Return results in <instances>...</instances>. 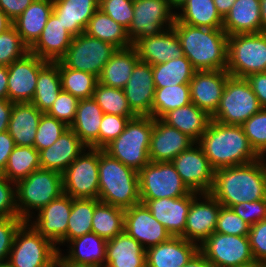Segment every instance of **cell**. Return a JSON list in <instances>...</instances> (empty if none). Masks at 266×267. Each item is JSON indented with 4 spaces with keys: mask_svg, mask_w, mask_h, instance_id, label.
I'll return each instance as SVG.
<instances>
[{
    "mask_svg": "<svg viewBox=\"0 0 266 267\" xmlns=\"http://www.w3.org/2000/svg\"><path fill=\"white\" fill-rule=\"evenodd\" d=\"M222 206L266 199V167L258 160L214 172L209 192Z\"/></svg>",
    "mask_w": 266,
    "mask_h": 267,
    "instance_id": "obj_1",
    "label": "cell"
},
{
    "mask_svg": "<svg viewBox=\"0 0 266 267\" xmlns=\"http://www.w3.org/2000/svg\"><path fill=\"white\" fill-rule=\"evenodd\" d=\"M212 168H227L258 160L242 126L211 120L206 132L197 142Z\"/></svg>",
    "mask_w": 266,
    "mask_h": 267,
    "instance_id": "obj_2",
    "label": "cell"
},
{
    "mask_svg": "<svg viewBox=\"0 0 266 267\" xmlns=\"http://www.w3.org/2000/svg\"><path fill=\"white\" fill-rule=\"evenodd\" d=\"M172 28L196 71L226 70L228 35L223 29L191 26L176 19Z\"/></svg>",
    "mask_w": 266,
    "mask_h": 267,
    "instance_id": "obj_3",
    "label": "cell"
},
{
    "mask_svg": "<svg viewBox=\"0 0 266 267\" xmlns=\"http://www.w3.org/2000/svg\"><path fill=\"white\" fill-rule=\"evenodd\" d=\"M100 202L128 209L141 202L138 171L98 149Z\"/></svg>",
    "mask_w": 266,
    "mask_h": 267,
    "instance_id": "obj_4",
    "label": "cell"
},
{
    "mask_svg": "<svg viewBox=\"0 0 266 267\" xmlns=\"http://www.w3.org/2000/svg\"><path fill=\"white\" fill-rule=\"evenodd\" d=\"M154 118L136 116L129 119L124 131L103 150L114 159L136 171L142 169L149 160V148Z\"/></svg>",
    "mask_w": 266,
    "mask_h": 267,
    "instance_id": "obj_5",
    "label": "cell"
},
{
    "mask_svg": "<svg viewBox=\"0 0 266 267\" xmlns=\"http://www.w3.org/2000/svg\"><path fill=\"white\" fill-rule=\"evenodd\" d=\"M61 194L62 174L54 170L37 169L16 183L18 217L23 221L34 219L33 210L38 212Z\"/></svg>",
    "mask_w": 266,
    "mask_h": 267,
    "instance_id": "obj_6",
    "label": "cell"
},
{
    "mask_svg": "<svg viewBox=\"0 0 266 267\" xmlns=\"http://www.w3.org/2000/svg\"><path fill=\"white\" fill-rule=\"evenodd\" d=\"M226 71L239 78L266 72V33L228 36Z\"/></svg>",
    "mask_w": 266,
    "mask_h": 267,
    "instance_id": "obj_7",
    "label": "cell"
},
{
    "mask_svg": "<svg viewBox=\"0 0 266 267\" xmlns=\"http://www.w3.org/2000/svg\"><path fill=\"white\" fill-rule=\"evenodd\" d=\"M262 109L246 78L229 76L212 120L241 126Z\"/></svg>",
    "mask_w": 266,
    "mask_h": 267,
    "instance_id": "obj_8",
    "label": "cell"
},
{
    "mask_svg": "<svg viewBox=\"0 0 266 267\" xmlns=\"http://www.w3.org/2000/svg\"><path fill=\"white\" fill-rule=\"evenodd\" d=\"M58 256L57 247L25 221L16 232L7 263L11 267H50Z\"/></svg>",
    "mask_w": 266,
    "mask_h": 267,
    "instance_id": "obj_9",
    "label": "cell"
},
{
    "mask_svg": "<svg viewBox=\"0 0 266 267\" xmlns=\"http://www.w3.org/2000/svg\"><path fill=\"white\" fill-rule=\"evenodd\" d=\"M199 252L214 267H258L248 236L214 232L199 245Z\"/></svg>",
    "mask_w": 266,
    "mask_h": 267,
    "instance_id": "obj_10",
    "label": "cell"
},
{
    "mask_svg": "<svg viewBox=\"0 0 266 267\" xmlns=\"http://www.w3.org/2000/svg\"><path fill=\"white\" fill-rule=\"evenodd\" d=\"M141 200L178 198L191 191L171 162H149L138 171Z\"/></svg>",
    "mask_w": 266,
    "mask_h": 267,
    "instance_id": "obj_11",
    "label": "cell"
},
{
    "mask_svg": "<svg viewBox=\"0 0 266 267\" xmlns=\"http://www.w3.org/2000/svg\"><path fill=\"white\" fill-rule=\"evenodd\" d=\"M117 49L110 43L81 33L73 37L60 61L73 70H80L99 78L103 67Z\"/></svg>",
    "mask_w": 266,
    "mask_h": 267,
    "instance_id": "obj_12",
    "label": "cell"
},
{
    "mask_svg": "<svg viewBox=\"0 0 266 267\" xmlns=\"http://www.w3.org/2000/svg\"><path fill=\"white\" fill-rule=\"evenodd\" d=\"M62 182L63 193L72 198L98 199V149L85 148L62 173Z\"/></svg>",
    "mask_w": 266,
    "mask_h": 267,
    "instance_id": "obj_13",
    "label": "cell"
},
{
    "mask_svg": "<svg viewBox=\"0 0 266 267\" xmlns=\"http://www.w3.org/2000/svg\"><path fill=\"white\" fill-rule=\"evenodd\" d=\"M175 19L176 13L167 0H134L128 38L134 44L140 38L157 35L171 28Z\"/></svg>",
    "mask_w": 266,
    "mask_h": 267,
    "instance_id": "obj_14",
    "label": "cell"
},
{
    "mask_svg": "<svg viewBox=\"0 0 266 267\" xmlns=\"http://www.w3.org/2000/svg\"><path fill=\"white\" fill-rule=\"evenodd\" d=\"M171 163L190 191L199 194L210 192L215 170L197 142L177 155Z\"/></svg>",
    "mask_w": 266,
    "mask_h": 267,
    "instance_id": "obj_15",
    "label": "cell"
},
{
    "mask_svg": "<svg viewBox=\"0 0 266 267\" xmlns=\"http://www.w3.org/2000/svg\"><path fill=\"white\" fill-rule=\"evenodd\" d=\"M72 210V197L63 193L40 209L35 220L27 222L43 237L49 239L58 252L60 244L67 242L68 219Z\"/></svg>",
    "mask_w": 266,
    "mask_h": 267,
    "instance_id": "obj_16",
    "label": "cell"
},
{
    "mask_svg": "<svg viewBox=\"0 0 266 267\" xmlns=\"http://www.w3.org/2000/svg\"><path fill=\"white\" fill-rule=\"evenodd\" d=\"M221 206L210 193L192 192L185 231L181 237L200 245L215 232Z\"/></svg>",
    "mask_w": 266,
    "mask_h": 267,
    "instance_id": "obj_17",
    "label": "cell"
},
{
    "mask_svg": "<svg viewBox=\"0 0 266 267\" xmlns=\"http://www.w3.org/2000/svg\"><path fill=\"white\" fill-rule=\"evenodd\" d=\"M48 61L28 52L8 67V100L13 103H31L40 69Z\"/></svg>",
    "mask_w": 266,
    "mask_h": 267,
    "instance_id": "obj_18",
    "label": "cell"
},
{
    "mask_svg": "<svg viewBox=\"0 0 266 267\" xmlns=\"http://www.w3.org/2000/svg\"><path fill=\"white\" fill-rule=\"evenodd\" d=\"M124 231L139 242L145 250L171 237V234L141 202L125 210Z\"/></svg>",
    "mask_w": 266,
    "mask_h": 267,
    "instance_id": "obj_19",
    "label": "cell"
},
{
    "mask_svg": "<svg viewBox=\"0 0 266 267\" xmlns=\"http://www.w3.org/2000/svg\"><path fill=\"white\" fill-rule=\"evenodd\" d=\"M230 74L226 70L195 71L189 83L191 102L212 116Z\"/></svg>",
    "mask_w": 266,
    "mask_h": 267,
    "instance_id": "obj_20",
    "label": "cell"
},
{
    "mask_svg": "<svg viewBox=\"0 0 266 267\" xmlns=\"http://www.w3.org/2000/svg\"><path fill=\"white\" fill-rule=\"evenodd\" d=\"M123 90L129 107L137 116L152 114L155 85L150 64L139 61Z\"/></svg>",
    "mask_w": 266,
    "mask_h": 267,
    "instance_id": "obj_21",
    "label": "cell"
},
{
    "mask_svg": "<svg viewBox=\"0 0 266 267\" xmlns=\"http://www.w3.org/2000/svg\"><path fill=\"white\" fill-rule=\"evenodd\" d=\"M195 142L178 129L154 119L151 134L149 160L151 162H171L177 155Z\"/></svg>",
    "mask_w": 266,
    "mask_h": 267,
    "instance_id": "obj_22",
    "label": "cell"
},
{
    "mask_svg": "<svg viewBox=\"0 0 266 267\" xmlns=\"http://www.w3.org/2000/svg\"><path fill=\"white\" fill-rule=\"evenodd\" d=\"M133 47L140 61L151 66L184 56L177 33L172 27L157 35L138 39Z\"/></svg>",
    "mask_w": 266,
    "mask_h": 267,
    "instance_id": "obj_23",
    "label": "cell"
},
{
    "mask_svg": "<svg viewBox=\"0 0 266 267\" xmlns=\"http://www.w3.org/2000/svg\"><path fill=\"white\" fill-rule=\"evenodd\" d=\"M192 202V191L183 197L141 200L152 216L161 223L171 236H181L185 231L186 219Z\"/></svg>",
    "mask_w": 266,
    "mask_h": 267,
    "instance_id": "obj_24",
    "label": "cell"
},
{
    "mask_svg": "<svg viewBox=\"0 0 266 267\" xmlns=\"http://www.w3.org/2000/svg\"><path fill=\"white\" fill-rule=\"evenodd\" d=\"M199 244L181 236H171L146 250L147 267H183L197 252Z\"/></svg>",
    "mask_w": 266,
    "mask_h": 267,
    "instance_id": "obj_25",
    "label": "cell"
},
{
    "mask_svg": "<svg viewBox=\"0 0 266 267\" xmlns=\"http://www.w3.org/2000/svg\"><path fill=\"white\" fill-rule=\"evenodd\" d=\"M73 36L53 12L37 41L29 48V52L49 62L59 61L68 50Z\"/></svg>",
    "mask_w": 266,
    "mask_h": 267,
    "instance_id": "obj_26",
    "label": "cell"
},
{
    "mask_svg": "<svg viewBox=\"0 0 266 267\" xmlns=\"http://www.w3.org/2000/svg\"><path fill=\"white\" fill-rule=\"evenodd\" d=\"M87 148L68 128L51 146L39 151L40 167L63 173Z\"/></svg>",
    "mask_w": 266,
    "mask_h": 267,
    "instance_id": "obj_27",
    "label": "cell"
},
{
    "mask_svg": "<svg viewBox=\"0 0 266 267\" xmlns=\"http://www.w3.org/2000/svg\"><path fill=\"white\" fill-rule=\"evenodd\" d=\"M68 254L59 257L68 264L105 267L107 241L96 233H88L70 240Z\"/></svg>",
    "mask_w": 266,
    "mask_h": 267,
    "instance_id": "obj_28",
    "label": "cell"
},
{
    "mask_svg": "<svg viewBox=\"0 0 266 267\" xmlns=\"http://www.w3.org/2000/svg\"><path fill=\"white\" fill-rule=\"evenodd\" d=\"M98 9L99 0H53V13L73 37L85 32Z\"/></svg>",
    "mask_w": 266,
    "mask_h": 267,
    "instance_id": "obj_29",
    "label": "cell"
},
{
    "mask_svg": "<svg viewBox=\"0 0 266 267\" xmlns=\"http://www.w3.org/2000/svg\"><path fill=\"white\" fill-rule=\"evenodd\" d=\"M222 29L228 36L261 33L260 0H236L223 19Z\"/></svg>",
    "mask_w": 266,
    "mask_h": 267,
    "instance_id": "obj_30",
    "label": "cell"
},
{
    "mask_svg": "<svg viewBox=\"0 0 266 267\" xmlns=\"http://www.w3.org/2000/svg\"><path fill=\"white\" fill-rule=\"evenodd\" d=\"M146 250L125 231L107 241L105 267H144Z\"/></svg>",
    "mask_w": 266,
    "mask_h": 267,
    "instance_id": "obj_31",
    "label": "cell"
},
{
    "mask_svg": "<svg viewBox=\"0 0 266 267\" xmlns=\"http://www.w3.org/2000/svg\"><path fill=\"white\" fill-rule=\"evenodd\" d=\"M103 111L93 98L81 99L70 129L87 148L99 149V128Z\"/></svg>",
    "mask_w": 266,
    "mask_h": 267,
    "instance_id": "obj_32",
    "label": "cell"
},
{
    "mask_svg": "<svg viewBox=\"0 0 266 267\" xmlns=\"http://www.w3.org/2000/svg\"><path fill=\"white\" fill-rule=\"evenodd\" d=\"M43 112L32 103H14L8 133L16 146L34 147L35 135Z\"/></svg>",
    "mask_w": 266,
    "mask_h": 267,
    "instance_id": "obj_33",
    "label": "cell"
},
{
    "mask_svg": "<svg viewBox=\"0 0 266 267\" xmlns=\"http://www.w3.org/2000/svg\"><path fill=\"white\" fill-rule=\"evenodd\" d=\"M53 12V0H34L13 21L22 41L30 48L40 37L49 16Z\"/></svg>",
    "mask_w": 266,
    "mask_h": 267,
    "instance_id": "obj_34",
    "label": "cell"
},
{
    "mask_svg": "<svg viewBox=\"0 0 266 267\" xmlns=\"http://www.w3.org/2000/svg\"><path fill=\"white\" fill-rule=\"evenodd\" d=\"M161 120L167 125L186 134L194 142H198L206 132L212 117L204 110L190 103L166 113Z\"/></svg>",
    "mask_w": 266,
    "mask_h": 267,
    "instance_id": "obj_35",
    "label": "cell"
},
{
    "mask_svg": "<svg viewBox=\"0 0 266 267\" xmlns=\"http://www.w3.org/2000/svg\"><path fill=\"white\" fill-rule=\"evenodd\" d=\"M139 61V56L133 46L125 49H117L103 67L98 78V83L124 89L135 65Z\"/></svg>",
    "mask_w": 266,
    "mask_h": 267,
    "instance_id": "obj_36",
    "label": "cell"
},
{
    "mask_svg": "<svg viewBox=\"0 0 266 267\" xmlns=\"http://www.w3.org/2000/svg\"><path fill=\"white\" fill-rule=\"evenodd\" d=\"M84 33L110 43L116 49H125L133 46L128 38L127 29L100 9L90 18Z\"/></svg>",
    "mask_w": 266,
    "mask_h": 267,
    "instance_id": "obj_37",
    "label": "cell"
},
{
    "mask_svg": "<svg viewBox=\"0 0 266 267\" xmlns=\"http://www.w3.org/2000/svg\"><path fill=\"white\" fill-rule=\"evenodd\" d=\"M62 91L59 61L47 62L39 71L35 94L31 103L47 113Z\"/></svg>",
    "mask_w": 266,
    "mask_h": 267,
    "instance_id": "obj_38",
    "label": "cell"
},
{
    "mask_svg": "<svg viewBox=\"0 0 266 267\" xmlns=\"http://www.w3.org/2000/svg\"><path fill=\"white\" fill-rule=\"evenodd\" d=\"M179 10L180 13L176 12V20L181 23L222 29L223 18L218 13L214 0H187Z\"/></svg>",
    "mask_w": 266,
    "mask_h": 267,
    "instance_id": "obj_39",
    "label": "cell"
},
{
    "mask_svg": "<svg viewBox=\"0 0 266 267\" xmlns=\"http://www.w3.org/2000/svg\"><path fill=\"white\" fill-rule=\"evenodd\" d=\"M191 62L184 55L152 66L155 88L189 84L194 72Z\"/></svg>",
    "mask_w": 266,
    "mask_h": 267,
    "instance_id": "obj_40",
    "label": "cell"
},
{
    "mask_svg": "<svg viewBox=\"0 0 266 267\" xmlns=\"http://www.w3.org/2000/svg\"><path fill=\"white\" fill-rule=\"evenodd\" d=\"M125 210L99 202L92 217V232L106 241L124 231Z\"/></svg>",
    "mask_w": 266,
    "mask_h": 267,
    "instance_id": "obj_41",
    "label": "cell"
},
{
    "mask_svg": "<svg viewBox=\"0 0 266 267\" xmlns=\"http://www.w3.org/2000/svg\"><path fill=\"white\" fill-rule=\"evenodd\" d=\"M40 168L39 151L35 147L15 146L2 174L16 184Z\"/></svg>",
    "mask_w": 266,
    "mask_h": 267,
    "instance_id": "obj_42",
    "label": "cell"
},
{
    "mask_svg": "<svg viewBox=\"0 0 266 267\" xmlns=\"http://www.w3.org/2000/svg\"><path fill=\"white\" fill-rule=\"evenodd\" d=\"M191 102L189 84L155 88L152 114L154 119H161L166 113L186 106Z\"/></svg>",
    "mask_w": 266,
    "mask_h": 267,
    "instance_id": "obj_43",
    "label": "cell"
},
{
    "mask_svg": "<svg viewBox=\"0 0 266 267\" xmlns=\"http://www.w3.org/2000/svg\"><path fill=\"white\" fill-rule=\"evenodd\" d=\"M98 199L72 198V210L68 219L67 243L92 232V217Z\"/></svg>",
    "mask_w": 266,
    "mask_h": 267,
    "instance_id": "obj_44",
    "label": "cell"
},
{
    "mask_svg": "<svg viewBox=\"0 0 266 267\" xmlns=\"http://www.w3.org/2000/svg\"><path fill=\"white\" fill-rule=\"evenodd\" d=\"M59 73L62 91L72 94L79 100L93 97L98 83V78L95 75L67 68L60 60Z\"/></svg>",
    "mask_w": 266,
    "mask_h": 267,
    "instance_id": "obj_45",
    "label": "cell"
},
{
    "mask_svg": "<svg viewBox=\"0 0 266 267\" xmlns=\"http://www.w3.org/2000/svg\"><path fill=\"white\" fill-rule=\"evenodd\" d=\"M103 113L125 117H136L127 102L123 89L96 84L92 97Z\"/></svg>",
    "mask_w": 266,
    "mask_h": 267,
    "instance_id": "obj_46",
    "label": "cell"
},
{
    "mask_svg": "<svg viewBox=\"0 0 266 267\" xmlns=\"http://www.w3.org/2000/svg\"><path fill=\"white\" fill-rule=\"evenodd\" d=\"M28 52L29 47L22 41L14 26L0 34V65L9 66Z\"/></svg>",
    "mask_w": 266,
    "mask_h": 267,
    "instance_id": "obj_47",
    "label": "cell"
},
{
    "mask_svg": "<svg viewBox=\"0 0 266 267\" xmlns=\"http://www.w3.org/2000/svg\"><path fill=\"white\" fill-rule=\"evenodd\" d=\"M69 126L63 121L57 120L43 113L37 128L34 140V147L40 151L51 146Z\"/></svg>",
    "mask_w": 266,
    "mask_h": 267,
    "instance_id": "obj_48",
    "label": "cell"
},
{
    "mask_svg": "<svg viewBox=\"0 0 266 267\" xmlns=\"http://www.w3.org/2000/svg\"><path fill=\"white\" fill-rule=\"evenodd\" d=\"M241 126L250 146L259 156L266 148V108L253 114Z\"/></svg>",
    "mask_w": 266,
    "mask_h": 267,
    "instance_id": "obj_49",
    "label": "cell"
},
{
    "mask_svg": "<svg viewBox=\"0 0 266 267\" xmlns=\"http://www.w3.org/2000/svg\"><path fill=\"white\" fill-rule=\"evenodd\" d=\"M250 225L239 217L232 208L221 206L215 232L236 235L248 236Z\"/></svg>",
    "mask_w": 266,
    "mask_h": 267,
    "instance_id": "obj_50",
    "label": "cell"
},
{
    "mask_svg": "<svg viewBox=\"0 0 266 267\" xmlns=\"http://www.w3.org/2000/svg\"><path fill=\"white\" fill-rule=\"evenodd\" d=\"M134 0H99V9L127 30L133 19Z\"/></svg>",
    "mask_w": 266,
    "mask_h": 267,
    "instance_id": "obj_51",
    "label": "cell"
},
{
    "mask_svg": "<svg viewBox=\"0 0 266 267\" xmlns=\"http://www.w3.org/2000/svg\"><path fill=\"white\" fill-rule=\"evenodd\" d=\"M134 117L118 116L104 113L99 128V149H104L125 129L129 119Z\"/></svg>",
    "mask_w": 266,
    "mask_h": 267,
    "instance_id": "obj_52",
    "label": "cell"
},
{
    "mask_svg": "<svg viewBox=\"0 0 266 267\" xmlns=\"http://www.w3.org/2000/svg\"><path fill=\"white\" fill-rule=\"evenodd\" d=\"M79 101L72 94L61 91L47 114L70 126L74 121Z\"/></svg>",
    "mask_w": 266,
    "mask_h": 267,
    "instance_id": "obj_53",
    "label": "cell"
},
{
    "mask_svg": "<svg viewBox=\"0 0 266 267\" xmlns=\"http://www.w3.org/2000/svg\"><path fill=\"white\" fill-rule=\"evenodd\" d=\"M24 222L19 217L0 218V264L7 262L16 232Z\"/></svg>",
    "mask_w": 266,
    "mask_h": 267,
    "instance_id": "obj_54",
    "label": "cell"
},
{
    "mask_svg": "<svg viewBox=\"0 0 266 267\" xmlns=\"http://www.w3.org/2000/svg\"><path fill=\"white\" fill-rule=\"evenodd\" d=\"M5 217H18L16 184L0 174V218Z\"/></svg>",
    "mask_w": 266,
    "mask_h": 267,
    "instance_id": "obj_55",
    "label": "cell"
},
{
    "mask_svg": "<svg viewBox=\"0 0 266 267\" xmlns=\"http://www.w3.org/2000/svg\"><path fill=\"white\" fill-rule=\"evenodd\" d=\"M248 238L253 257L260 266L266 262V219L250 226Z\"/></svg>",
    "mask_w": 266,
    "mask_h": 267,
    "instance_id": "obj_56",
    "label": "cell"
},
{
    "mask_svg": "<svg viewBox=\"0 0 266 267\" xmlns=\"http://www.w3.org/2000/svg\"><path fill=\"white\" fill-rule=\"evenodd\" d=\"M250 226L266 219V199L244 202L231 207Z\"/></svg>",
    "mask_w": 266,
    "mask_h": 267,
    "instance_id": "obj_57",
    "label": "cell"
},
{
    "mask_svg": "<svg viewBox=\"0 0 266 267\" xmlns=\"http://www.w3.org/2000/svg\"><path fill=\"white\" fill-rule=\"evenodd\" d=\"M262 108H266V72L253 73L246 77Z\"/></svg>",
    "mask_w": 266,
    "mask_h": 267,
    "instance_id": "obj_58",
    "label": "cell"
},
{
    "mask_svg": "<svg viewBox=\"0 0 266 267\" xmlns=\"http://www.w3.org/2000/svg\"><path fill=\"white\" fill-rule=\"evenodd\" d=\"M33 1L34 0H0V9L14 21Z\"/></svg>",
    "mask_w": 266,
    "mask_h": 267,
    "instance_id": "obj_59",
    "label": "cell"
},
{
    "mask_svg": "<svg viewBox=\"0 0 266 267\" xmlns=\"http://www.w3.org/2000/svg\"><path fill=\"white\" fill-rule=\"evenodd\" d=\"M15 146L14 139L8 131L0 133V174L5 170L9 156Z\"/></svg>",
    "mask_w": 266,
    "mask_h": 267,
    "instance_id": "obj_60",
    "label": "cell"
},
{
    "mask_svg": "<svg viewBox=\"0 0 266 267\" xmlns=\"http://www.w3.org/2000/svg\"><path fill=\"white\" fill-rule=\"evenodd\" d=\"M13 104L8 99H0V133L8 131Z\"/></svg>",
    "mask_w": 266,
    "mask_h": 267,
    "instance_id": "obj_61",
    "label": "cell"
},
{
    "mask_svg": "<svg viewBox=\"0 0 266 267\" xmlns=\"http://www.w3.org/2000/svg\"><path fill=\"white\" fill-rule=\"evenodd\" d=\"M0 99H8V67L0 65Z\"/></svg>",
    "mask_w": 266,
    "mask_h": 267,
    "instance_id": "obj_62",
    "label": "cell"
},
{
    "mask_svg": "<svg viewBox=\"0 0 266 267\" xmlns=\"http://www.w3.org/2000/svg\"><path fill=\"white\" fill-rule=\"evenodd\" d=\"M183 267H214L199 251Z\"/></svg>",
    "mask_w": 266,
    "mask_h": 267,
    "instance_id": "obj_63",
    "label": "cell"
},
{
    "mask_svg": "<svg viewBox=\"0 0 266 267\" xmlns=\"http://www.w3.org/2000/svg\"><path fill=\"white\" fill-rule=\"evenodd\" d=\"M236 0H214L218 13L224 19Z\"/></svg>",
    "mask_w": 266,
    "mask_h": 267,
    "instance_id": "obj_64",
    "label": "cell"
},
{
    "mask_svg": "<svg viewBox=\"0 0 266 267\" xmlns=\"http://www.w3.org/2000/svg\"><path fill=\"white\" fill-rule=\"evenodd\" d=\"M13 26V21L0 9V34Z\"/></svg>",
    "mask_w": 266,
    "mask_h": 267,
    "instance_id": "obj_65",
    "label": "cell"
},
{
    "mask_svg": "<svg viewBox=\"0 0 266 267\" xmlns=\"http://www.w3.org/2000/svg\"><path fill=\"white\" fill-rule=\"evenodd\" d=\"M262 32L266 33V0H260Z\"/></svg>",
    "mask_w": 266,
    "mask_h": 267,
    "instance_id": "obj_66",
    "label": "cell"
},
{
    "mask_svg": "<svg viewBox=\"0 0 266 267\" xmlns=\"http://www.w3.org/2000/svg\"><path fill=\"white\" fill-rule=\"evenodd\" d=\"M187 0H167L170 8L174 10L176 13L175 9L179 11V9L186 3Z\"/></svg>",
    "mask_w": 266,
    "mask_h": 267,
    "instance_id": "obj_67",
    "label": "cell"
},
{
    "mask_svg": "<svg viewBox=\"0 0 266 267\" xmlns=\"http://www.w3.org/2000/svg\"><path fill=\"white\" fill-rule=\"evenodd\" d=\"M51 267H72V264L65 263V262L58 256V258L51 264Z\"/></svg>",
    "mask_w": 266,
    "mask_h": 267,
    "instance_id": "obj_68",
    "label": "cell"
},
{
    "mask_svg": "<svg viewBox=\"0 0 266 267\" xmlns=\"http://www.w3.org/2000/svg\"><path fill=\"white\" fill-rule=\"evenodd\" d=\"M266 148L263 150V152L259 155V161L263 163L264 165L266 164Z\"/></svg>",
    "mask_w": 266,
    "mask_h": 267,
    "instance_id": "obj_69",
    "label": "cell"
},
{
    "mask_svg": "<svg viewBox=\"0 0 266 267\" xmlns=\"http://www.w3.org/2000/svg\"><path fill=\"white\" fill-rule=\"evenodd\" d=\"M72 267H99V266H94V265H75V264H72Z\"/></svg>",
    "mask_w": 266,
    "mask_h": 267,
    "instance_id": "obj_70",
    "label": "cell"
},
{
    "mask_svg": "<svg viewBox=\"0 0 266 267\" xmlns=\"http://www.w3.org/2000/svg\"><path fill=\"white\" fill-rule=\"evenodd\" d=\"M0 267H11L7 262L1 263Z\"/></svg>",
    "mask_w": 266,
    "mask_h": 267,
    "instance_id": "obj_71",
    "label": "cell"
},
{
    "mask_svg": "<svg viewBox=\"0 0 266 267\" xmlns=\"http://www.w3.org/2000/svg\"><path fill=\"white\" fill-rule=\"evenodd\" d=\"M258 267H266V262L265 263H263V264H261L260 266H258Z\"/></svg>",
    "mask_w": 266,
    "mask_h": 267,
    "instance_id": "obj_72",
    "label": "cell"
}]
</instances>
